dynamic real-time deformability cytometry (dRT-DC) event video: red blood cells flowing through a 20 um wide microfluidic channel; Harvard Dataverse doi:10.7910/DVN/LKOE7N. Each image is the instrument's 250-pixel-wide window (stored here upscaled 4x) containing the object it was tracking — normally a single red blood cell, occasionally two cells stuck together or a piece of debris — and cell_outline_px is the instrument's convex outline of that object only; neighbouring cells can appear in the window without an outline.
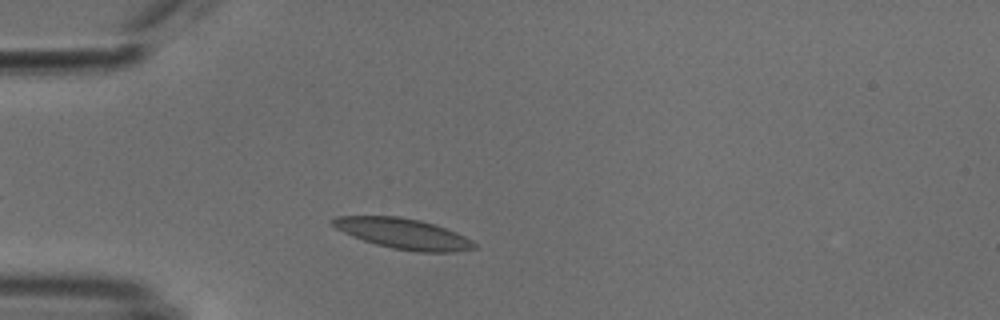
{"species": "common noctule bat (a hibernating species)", "species_latin": "Nyctalus noctula", "temperature_condition": "cold", "stored_images_in_passage": 43, "camera_frame_rate_fps": 3000, "um_per_image_px": 0.085, "animal": {"sex": "male", "body_mass_g": 18.8}, "frame": {"image": 1, "passage_image": 4, "time_ms": 1.0, "image_size_px": [1000, 320], "cell_outline_px": [[476, 248], [456, 252], [416, 252], [392, 248], [376, 244], [352, 236], [336, 228], [328, 220], [336, 216], [400, 216], [420, 220], [456, 232], [472, 240], [476, 244]], "centroid_in_image_um": [34.27, 19.86], "position_along_channel_um": 50.7, "area_um2": 25.09}}
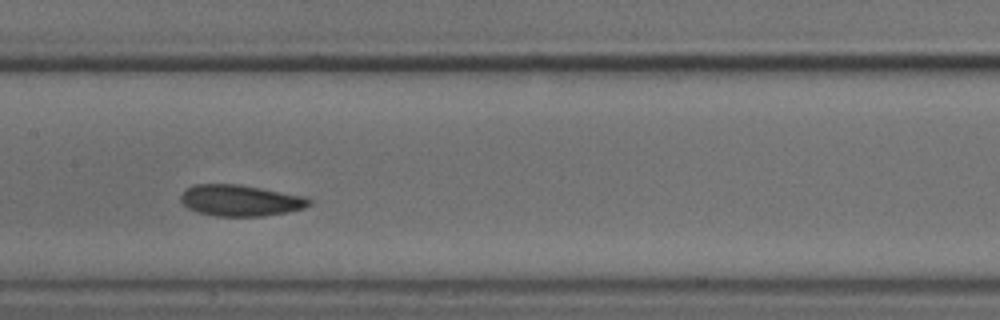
{"frame": {"image": 2, "passage_image": 16, "time_ms": 5.0, "image_size_px": [1000, 320], "cell_outline_px": [[312, 204], [304, 208], [288, 212], [264, 216], [216, 216], [196, 212], [188, 208], [180, 200], [180, 196], [188, 188], [196, 184], [240, 184], [304, 196], [312, 200]], "centroid_in_image_um": [20.46, 17.04], "position_along_channel_um": 186.9, "area_um2": 23.41}}
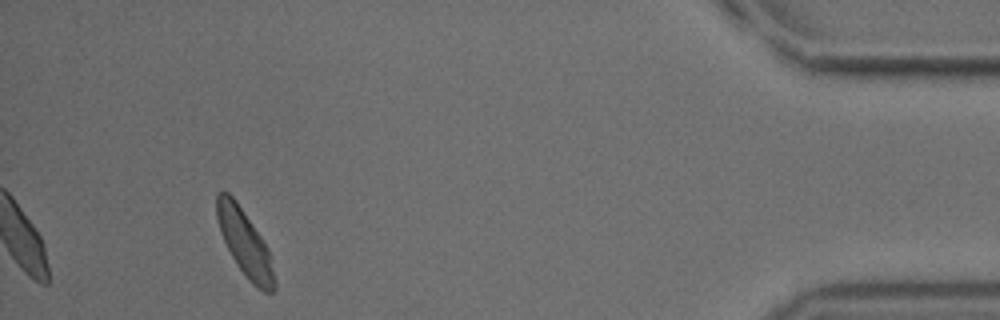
{"frame": {"image": 3, "passage_image": 39, "time_ms": 12.667, "image_size_px": [1000, 320], "cell_outline_px": [[276, 288], [272, 292], [264, 292], [252, 284], [248, 280], [236, 264], [224, 240], [216, 216], [216, 192], [228, 192], [236, 200], [268, 248], [276, 284]], "centroid_in_image_um": [20.81, 20.67], "position_along_channel_um": 414.4, "area_um2": 21.85}, "authors_computed_cell_mechanics": {"area_um2": 22.7732, "velocity_mm_per_s": 3.7552, "shape_relaxation_time_tau1_ms": 3.241, "shape_relaxation_time_tau2_ms": 3.4809, "deformation_change_tau1": 0.0811, "deformation_change_tau2": 0.0644}}